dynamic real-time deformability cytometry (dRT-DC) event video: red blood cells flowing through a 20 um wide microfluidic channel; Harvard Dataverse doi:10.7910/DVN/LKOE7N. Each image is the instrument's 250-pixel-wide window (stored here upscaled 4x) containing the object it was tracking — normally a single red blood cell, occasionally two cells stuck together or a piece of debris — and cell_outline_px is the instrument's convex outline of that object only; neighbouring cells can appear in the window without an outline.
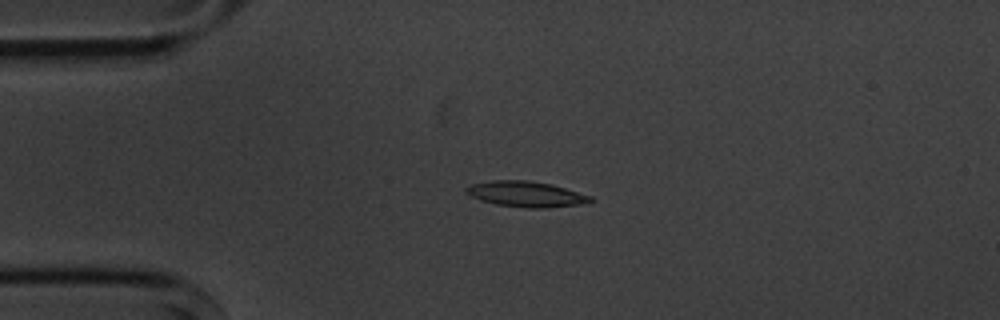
{"species": "common noctule bat (a hibernating species)", "species_latin": "Nyctalus noctula", "temperature_condition": "cold", "stored_images_in_passage": 5, "camera_frame_rate_fps": 3000, "um_per_image_px": 0.085, "animal": {"sex": "male", "body_mass_g": 20.1, "forearm_length_mm": 53.5}, "frame": {"image": 1, "passage_image": 4, "time_ms": 3.667, "image_size_px": [1000, 320], "cell_outline_px": [[592, 204], [548, 208], [528, 208], [496, 204], [480, 200], [464, 192], [464, 188], [472, 184], [492, 180], [528, 180], [552, 184], [592, 196]], "centroid_in_image_um": [44.78, 16.51], "position_along_channel_um": 40.2, "area_um2": 18.84}}